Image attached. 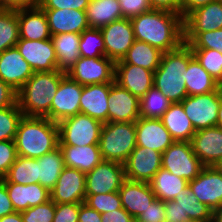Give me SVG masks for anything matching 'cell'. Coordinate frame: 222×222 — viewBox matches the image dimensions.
Returning a JSON list of instances; mask_svg holds the SVG:
<instances>
[{"label": "cell", "mask_w": 222, "mask_h": 222, "mask_svg": "<svg viewBox=\"0 0 222 222\" xmlns=\"http://www.w3.org/2000/svg\"><path fill=\"white\" fill-rule=\"evenodd\" d=\"M3 183H17L21 185L38 184V158L17 156L8 173L0 178Z\"/></svg>", "instance_id": "obj_37"}, {"label": "cell", "mask_w": 222, "mask_h": 222, "mask_svg": "<svg viewBox=\"0 0 222 222\" xmlns=\"http://www.w3.org/2000/svg\"><path fill=\"white\" fill-rule=\"evenodd\" d=\"M184 43L190 48L215 49L222 53V28L207 32H184Z\"/></svg>", "instance_id": "obj_42"}, {"label": "cell", "mask_w": 222, "mask_h": 222, "mask_svg": "<svg viewBox=\"0 0 222 222\" xmlns=\"http://www.w3.org/2000/svg\"><path fill=\"white\" fill-rule=\"evenodd\" d=\"M66 74L82 86L113 83L115 62L106 56L93 58L80 56Z\"/></svg>", "instance_id": "obj_9"}, {"label": "cell", "mask_w": 222, "mask_h": 222, "mask_svg": "<svg viewBox=\"0 0 222 222\" xmlns=\"http://www.w3.org/2000/svg\"><path fill=\"white\" fill-rule=\"evenodd\" d=\"M152 192L157 199L164 202L174 200L188 185L184 178L171 174L168 170L161 168L149 182Z\"/></svg>", "instance_id": "obj_35"}, {"label": "cell", "mask_w": 222, "mask_h": 222, "mask_svg": "<svg viewBox=\"0 0 222 222\" xmlns=\"http://www.w3.org/2000/svg\"><path fill=\"white\" fill-rule=\"evenodd\" d=\"M86 174L78 169L65 166L57 183L50 191L51 200L56 204L84 203L86 199Z\"/></svg>", "instance_id": "obj_14"}, {"label": "cell", "mask_w": 222, "mask_h": 222, "mask_svg": "<svg viewBox=\"0 0 222 222\" xmlns=\"http://www.w3.org/2000/svg\"><path fill=\"white\" fill-rule=\"evenodd\" d=\"M41 0H6V7L21 8V7H37Z\"/></svg>", "instance_id": "obj_58"}, {"label": "cell", "mask_w": 222, "mask_h": 222, "mask_svg": "<svg viewBox=\"0 0 222 222\" xmlns=\"http://www.w3.org/2000/svg\"><path fill=\"white\" fill-rule=\"evenodd\" d=\"M101 214L95 209L90 208L87 204L80 205L78 222H101Z\"/></svg>", "instance_id": "obj_56"}, {"label": "cell", "mask_w": 222, "mask_h": 222, "mask_svg": "<svg viewBox=\"0 0 222 222\" xmlns=\"http://www.w3.org/2000/svg\"><path fill=\"white\" fill-rule=\"evenodd\" d=\"M101 222H135V219L124 208L101 214Z\"/></svg>", "instance_id": "obj_52"}, {"label": "cell", "mask_w": 222, "mask_h": 222, "mask_svg": "<svg viewBox=\"0 0 222 222\" xmlns=\"http://www.w3.org/2000/svg\"><path fill=\"white\" fill-rule=\"evenodd\" d=\"M185 85L188 96L210 93L221 86L195 57L188 63Z\"/></svg>", "instance_id": "obj_33"}, {"label": "cell", "mask_w": 222, "mask_h": 222, "mask_svg": "<svg viewBox=\"0 0 222 222\" xmlns=\"http://www.w3.org/2000/svg\"><path fill=\"white\" fill-rule=\"evenodd\" d=\"M123 165L126 179L149 183L162 168V153L136 146Z\"/></svg>", "instance_id": "obj_13"}, {"label": "cell", "mask_w": 222, "mask_h": 222, "mask_svg": "<svg viewBox=\"0 0 222 222\" xmlns=\"http://www.w3.org/2000/svg\"><path fill=\"white\" fill-rule=\"evenodd\" d=\"M4 184L15 212H23L30 207L41 205L51 200L50 191L40 184Z\"/></svg>", "instance_id": "obj_27"}, {"label": "cell", "mask_w": 222, "mask_h": 222, "mask_svg": "<svg viewBox=\"0 0 222 222\" xmlns=\"http://www.w3.org/2000/svg\"><path fill=\"white\" fill-rule=\"evenodd\" d=\"M212 222H222V204L213 211Z\"/></svg>", "instance_id": "obj_60"}, {"label": "cell", "mask_w": 222, "mask_h": 222, "mask_svg": "<svg viewBox=\"0 0 222 222\" xmlns=\"http://www.w3.org/2000/svg\"><path fill=\"white\" fill-rule=\"evenodd\" d=\"M15 212L5 184L0 180V218Z\"/></svg>", "instance_id": "obj_54"}, {"label": "cell", "mask_w": 222, "mask_h": 222, "mask_svg": "<svg viewBox=\"0 0 222 222\" xmlns=\"http://www.w3.org/2000/svg\"><path fill=\"white\" fill-rule=\"evenodd\" d=\"M222 173V160L218 163V165L216 166Z\"/></svg>", "instance_id": "obj_62"}, {"label": "cell", "mask_w": 222, "mask_h": 222, "mask_svg": "<svg viewBox=\"0 0 222 222\" xmlns=\"http://www.w3.org/2000/svg\"><path fill=\"white\" fill-rule=\"evenodd\" d=\"M90 0H41L42 9H76L85 10Z\"/></svg>", "instance_id": "obj_50"}, {"label": "cell", "mask_w": 222, "mask_h": 222, "mask_svg": "<svg viewBox=\"0 0 222 222\" xmlns=\"http://www.w3.org/2000/svg\"><path fill=\"white\" fill-rule=\"evenodd\" d=\"M108 122H136L140 118V99L115 81L110 83Z\"/></svg>", "instance_id": "obj_17"}, {"label": "cell", "mask_w": 222, "mask_h": 222, "mask_svg": "<svg viewBox=\"0 0 222 222\" xmlns=\"http://www.w3.org/2000/svg\"><path fill=\"white\" fill-rule=\"evenodd\" d=\"M171 101L154 86L140 99V117L160 119Z\"/></svg>", "instance_id": "obj_39"}, {"label": "cell", "mask_w": 222, "mask_h": 222, "mask_svg": "<svg viewBox=\"0 0 222 222\" xmlns=\"http://www.w3.org/2000/svg\"><path fill=\"white\" fill-rule=\"evenodd\" d=\"M82 203L56 204L53 222H78Z\"/></svg>", "instance_id": "obj_49"}, {"label": "cell", "mask_w": 222, "mask_h": 222, "mask_svg": "<svg viewBox=\"0 0 222 222\" xmlns=\"http://www.w3.org/2000/svg\"><path fill=\"white\" fill-rule=\"evenodd\" d=\"M51 36L72 32L81 34L89 28L85 10L43 9Z\"/></svg>", "instance_id": "obj_23"}, {"label": "cell", "mask_w": 222, "mask_h": 222, "mask_svg": "<svg viewBox=\"0 0 222 222\" xmlns=\"http://www.w3.org/2000/svg\"><path fill=\"white\" fill-rule=\"evenodd\" d=\"M135 148V122L103 123L99 139V149L103 160L124 164Z\"/></svg>", "instance_id": "obj_5"}, {"label": "cell", "mask_w": 222, "mask_h": 222, "mask_svg": "<svg viewBox=\"0 0 222 222\" xmlns=\"http://www.w3.org/2000/svg\"><path fill=\"white\" fill-rule=\"evenodd\" d=\"M125 179L123 164L103 160L86 173V195L117 192Z\"/></svg>", "instance_id": "obj_10"}, {"label": "cell", "mask_w": 222, "mask_h": 222, "mask_svg": "<svg viewBox=\"0 0 222 222\" xmlns=\"http://www.w3.org/2000/svg\"><path fill=\"white\" fill-rule=\"evenodd\" d=\"M90 28H102L123 18L118 0H90L85 9Z\"/></svg>", "instance_id": "obj_30"}, {"label": "cell", "mask_w": 222, "mask_h": 222, "mask_svg": "<svg viewBox=\"0 0 222 222\" xmlns=\"http://www.w3.org/2000/svg\"><path fill=\"white\" fill-rule=\"evenodd\" d=\"M193 58V52L186 43L162 54L160 65L154 72L153 86L172 103L181 102L188 96L185 85L186 70Z\"/></svg>", "instance_id": "obj_4"}, {"label": "cell", "mask_w": 222, "mask_h": 222, "mask_svg": "<svg viewBox=\"0 0 222 222\" xmlns=\"http://www.w3.org/2000/svg\"><path fill=\"white\" fill-rule=\"evenodd\" d=\"M0 6L6 7V0H0Z\"/></svg>", "instance_id": "obj_63"}, {"label": "cell", "mask_w": 222, "mask_h": 222, "mask_svg": "<svg viewBox=\"0 0 222 222\" xmlns=\"http://www.w3.org/2000/svg\"><path fill=\"white\" fill-rule=\"evenodd\" d=\"M215 0H181L180 16L185 19L192 11Z\"/></svg>", "instance_id": "obj_55"}, {"label": "cell", "mask_w": 222, "mask_h": 222, "mask_svg": "<svg viewBox=\"0 0 222 222\" xmlns=\"http://www.w3.org/2000/svg\"><path fill=\"white\" fill-rule=\"evenodd\" d=\"M0 222H23L21 212H14L0 218Z\"/></svg>", "instance_id": "obj_59"}, {"label": "cell", "mask_w": 222, "mask_h": 222, "mask_svg": "<svg viewBox=\"0 0 222 222\" xmlns=\"http://www.w3.org/2000/svg\"><path fill=\"white\" fill-rule=\"evenodd\" d=\"M105 45V56L114 62L122 60L135 41L130 19L121 18L100 28Z\"/></svg>", "instance_id": "obj_11"}, {"label": "cell", "mask_w": 222, "mask_h": 222, "mask_svg": "<svg viewBox=\"0 0 222 222\" xmlns=\"http://www.w3.org/2000/svg\"><path fill=\"white\" fill-rule=\"evenodd\" d=\"M79 55L88 58L105 56V45L100 29L89 27L80 34Z\"/></svg>", "instance_id": "obj_40"}, {"label": "cell", "mask_w": 222, "mask_h": 222, "mask_svg": "<svg viewBox=\"0 0 222 222\" xmlns=\"http://www.w3.org/2000/svg\"><path fill=\"white\" fill-rule=\"evenodd\" d=\"M110 83L83 86L80 97V113L101 121L108 122V96Z\"/></svg>", "instance_id": "obj_24"}, {"label": "cell", "mask_w": 222, "mask_h": 222, "mask_svg": "<svg viewBox=\"0 0 222 222\" xmlns=\"http://www.w3.org/2000/svg\"><path fill=\"white\" fill-rule=\"evenodd\" d=\"M160 119L174 141L190 142L196 132L181 102L171 103Z\"/></svg>", "instance_id": "obj_28"}, {"label": "cell", "mask_w": 222, "mask_h": 222, "mask_svg": "<svg viewBox=\"0 0 222 222\" xmlns=\"http://www.w3.org/2000/svg\"><path fill=\"white\" fill-rule=\"evenodd\" d=\"M221 97L222 86L210 93L186 96L181 101L184 112L191 121L195 131L217 125V114L220 108Z\"/></svg>", "instance_id": "obj_7"}, {"label": "cell", "mask_w": 222, "mask_h": 222, "mask_svg": "<svg viewBox=\"0 0 222 222\" xmlns=\"http://www.w3.org/2000/svg\"><path fill=\"white\" fill-rule=\"evenodd\" d=\"M124 208L136 219L156 199L149 183L125 179L119 189Z\"/></svg>", "instance_id": "obj_22"}, {"label": "cell", "mask_w": 222, "mask_h": 222, "mask_svg": "<svg viewBox=\"0 0 222 222\" xmlns=\"http://www.w3.org/2000/svg\"><path fill=\"white\" fill-rule=\"evenodd\" d=\"M182 210V217L187 221L212 222L213 211L199 202L190 186L187 185L174 199Z\"/></svg>", "instance_id": "obj_36"}, {"label": "cell", "mask_w": 222, "mask_h": 222, "mask_svg": "<svg viewBox=\"0 0 222 222\" xmlns=\"http://www.w3.org/2000/svg\"><path fill=\"white\" fill-rule=\"evenodd\" d=\"M218 120H217V125L219 128L222 129V97H221V102H220V108L218 110Z\"/></svg>", "instance_id": "obj_61"}, {"label": "cell", "mask_w": 222, "mask_h": 222, "mask_svg": "<svg viewBox=\"0 0 222 222\" xmlns=\"http://www.w3.org/2000/svg\"><path fill=\"white\" fill-rule=\"evenodd\" d=\"M165 204V218L171 222H187L182 217V210L175 200L164 202Z\"/></svg>", "instance_id": "obj_53"}, {"label": "cell", "mask_w": 222, "mask_h": 222, "mask_svg": "<svg viewBox=\"0 0 222 222\" xmlns=\"http://www.w3.org/2000/svg\"><path fill=\"white\" fill-rule=\"evenodd\" d=\"M19 37L28 40L51 38L44 10L40 7L17 8Z\"/></svg>", "instance_id": "obj_25"}, {"label": "cell", "mask_w": 222, "mask_h": 222, "mask_svg": "<svg viewBox=\"0 0 222 222\" xmlns=\"http://www.w3.org/2000/svg\"><path fill=\"white\" fill-rule=\"evenodd\" d=\"M16 47L34 72L59 70L51 38L46 40L19 38Z\"/></svg>", "instance_id": "obj_15"}, {"label": "cell", "mask_w": 222, "mask_h": 222, "mask_svg": "<svg viewBox=\"0 0 222 222\" xmlns=\"http://www.w3.org/2000/svg\"><path fill=\"white\" fill-rule=\"evenodd\" d=\"M33 74L30 64L16 46L0 54V79L14 90L18 91Z\"/></svg>", "instance_id": "obj_20"}, {"label": "cell", "mask_w": 222, "mask_h": 222, "mask_svg": "<svg viewBox=\"0 0 222 222\" xmlns=\"http://www.w3.org/2000/svg\"><path fill=\"white\" fill-rule=\"evenodd\" d=\"M163 52L150 44L135 40L122 60L115 64H133L155 72L160 65Z\"/></svg>", "instance_id": "obj_31"}, {"label": "cell", "mask_w": 222, "mask_h": 222, "mask_svg": "<svg viewBox=\"0 0 222 222\" xmlns=\"http://www.w3.org/2000/svg\"><path fill=\"white\" fill-rule=\"evenodd\" d=\"M14 141L17 156L40 158L59 146L58 124L46 117L23 115Z\"/></svg>", "instance_id": "obj_2"}, {"label": "cell", "mask_w": 222, "mask_h": 222, "mask_svg": "<svg viewBox=\"0 0 222 222\" xmlns=\"http://www.w3.org/2000/svg\"><path fill=\"white\" fill-rule=\"evenodd\" d=\"M203 167L200 159L194 154L190 142L174 141L162 153V168L188 182L194 180Z\"/></svg>", "instance_id": "obj_8"}, {"label": "cell", "mask_w": 222, "mask_h": 222, "mask_svg": "<svg viewBox=\"0 0 222 222\" xmlns=\"http://www.w3.org/2000/svg\"><path fill=\"white\" fill-rule=\"evenodd\" d=\"M64 168L63 154L58 146L38 158V184L51 191Z\"/></svg>", "instance_id": "obj_34"}, {"label": "cell", "mask_w": 222, "mask_h": 222, "mask_svg": "<svg viewBox=\"0 0 222 222\" xmlns=\"http://www.w3.org/2000/svg\"><path fill=\"white\" fill-rule=\"evenodd\" d=\"M65 75L61 70L34 72L17 91V103L23 115L50 119L52 99Z\"/></svg>", "instance_id": "obj_3"}, {"label": "cell", "mask_w": 222, "mask_h": 222, "mask_svg": "<svg viewBox=\"0 0 222 222\" xmlns=\"http://www.w3.org/2000/svg\"><path fill=\"white\" fill-rule=\"evenodd\" d=\"M17 102V91L0 79V109L13 106Z\"/></svg>", "instance_id": "obj_51"}, {"label": "cell", "mask_w": 222, "mask_h": 222, "mask_svg": "<svg viewBox=\"0 0 222 222\" xmlns=\"http://www.w3.org/2000/svg\"><path fill=\"white\" fill-rule=\"evenodd\" d=\"M56 203L52 200L21 212L23 222H53Z\"/></svg>", "instance_id": "obj_45"}, {"label": "cell", "mask_w": 222, "mask_h": 222, "mask_svg": "<svg viewBox=\"0 0 222 222\" xmlns=\"http://www.w3.org/2000/svg\"><path fill=\"white\" fill-rule=\"evenodd\" d=\"M84 203L100 214L122 208L118 191L105 194L86 195Z\"/></svg>", "instance_id": "obj_44"}, {"label": "cell", "mask_w": 222, "mask_h": 222, "mask_svg": "<svg viewBox=\"0 0 222 222\" xmlns=\"http://www.w3.org/2000/svg\"><path fill=\"white\" fill-rule=\"evenodd\" d=\"M59 128V146L99 145L103 123L82 113L57 123Z\"/></svg>", "instance_id": "obj_6"}, {"label": "cell", "mask_w": 222, "mask_h": 222, "mask_svg": "<svg viewBox=\"0 0 222 222\" xmlns=\"http://www.w3.org/2000/svg\"><path fill=\"white\" fill-rule=\"evenodd\" d=\"M161 222H171V221H169V220H167V219L165 218V219H163Z\"/></svg>", "instance_id": "obj_64"}, {"label": "cell", "mask_w": 222, "mask_h": 222, "mask_svg": "<svg viewBox=\"0 0 222 222\" xmlns=\"http://www.w3.org/2000/svg\"><path fill=\"white\" fill-rule=\"evenodd\" d=\"M153 9L168 10L180 14L181 0H149Z\"/></svg>", "instance_id": "obj_57"}, {"label": "cell", "mask_w": 222, "mask_h": 222, "mask_svg": "<svg viewBox=\"0 0 222 222\" xmlns=\"http://www.w3.org/2000/svg\"><path fill=\"white\" fill-rule=\"evenodd\" d=\"M17 8L0 6V54L19 41Z\"/></svg>", "instance_id": "obj_38"}, {"label": "cell", "mask_w": 222, "mask_h": 222, "mask_svg": "<svg viewBox=\"0 0 222 222\" xmlns=\"http://www.w3.org/2000/svg\"><path fill=\"white\" fill-rule=\"evenodd\" d=\"M136 146L163 153L174 142L161 119L140 117L135 122Z\"/></svg>", "instance_id": "obj_19"}, {"label": "cell", "mask_w": 222, "mask_h": 222, "mask_svg": "<svg viewBox=\"0 0 222 222\" xmlns=\"http://www.w3.org/2000/svg\"><path fill=\"white\" fill-rule=\"evenodd\" d=\"M135 40L169 52L184 43V19L175 12L152 9L130 19Z\"/></svg>", "instance_id": "obj_1"}, {"label": "cell", "mask_w": 222, "mask_h": 222, "mask_svg": "<svg viewBox=\"0 0 222 222\" xmlns=\"http://www.w3.org/2000/svg\"><path fill=\"white\" fill-rule=\"evenodd\" d=\"M123 18L131 19L142 13L151 11L153 8L149 0H118Z\"/></svg>", "instance_id": "obj_47"}, {"label": "cell", "mask_w": 222, "mask_h": 222, "mask_svg": "<svg viewBox=\"0 0 222 222\" xmlns=\"http://www.w3.org/2000/svg\"><path fill=\"white\" fill-rule=\"evenodd\" d=\"M83 86L67 74L61 79L50 107V120L56 123L80 113Z\"/></svg>", "instance_id": "obj_12"}, {"label": "cell", "mask_w": 222, "mask_h": 222, "mask_svg": "<svg viewBox=\"0 0 222 222\" xmlns=\"http://www.w3.org/2000/svg\"><path fill=\"white\" fill-rule=\"evenodd\" d=\"M190 143L204 166H217L222 160V129L218 126L196 131Z\"/></svg>", "instance_id": "obj_18"}, {"label": "cell", "mask_w": 222, "mask_h": 222, "mask_svg": "<svg viewBox=\"0 0 222 222\" xmlns=\"http://www.w3.org/2000/svg\"><path fill=\"white\" fill-rule=\"evenodd\" d=\"M51 39L58 61V68L66 72L80 57V34L72 32L60 33L51 36Z\"/></svg>", "instance_id": "obj_32"}, {"label": "cell", "mask_w": 222, "mask_h": 222, "mask_svg": "<svg viewBox=\"0 0 222 222\" xmlns=\"http://www.w3.org/2000/svg\"><path fill=\"white\" fill-rule=\"evenodd\" d=\"M59 147L63 154L65 166L78 169L85 174L103 161L99 145Z\"/></svg>", "instance_id": "obj_29"}, {"label": "cell", "mask_w": 222, "mask_h": 222, "mask_svg": "<svg viewBox=\"0 0 222 222\" xmlns=\"http://www.w3.org/2000/svg\"><path fill=\"white\" fill-rule=\"evenodd\" d=\"M222 28V0L192 11L184 19V32H207Z\"/></svg>", "instance_id": "obj_26"}, {"label": "cell", "mask_w": 222, "mask_h": 222, "mask_svg": "<svg viewBox=\"0 0 222 222\" xmlns=\"http://www.w3.org/2000/svg\"><path fill=\"white\" fill-rule=\"evenodd\" d=\"M23 117L16 102L13 106L0 109V141H14L19 121Z\"/></svg>", "instance_id": "obj_43"}, {"label": "cell", "mask_w": 222, "mask_h": 222, "mask_svg": "<svg viewBox=\"0 0 222 222\" xmlns=\"http://www.w3.org/2000/svg\"><path fill=\"white\" fill-rule=\"evenodd\" d=\"M154 72L133 64H115V82L141 99L153 87Z\"/></svg>", "instance_id": "obj_21"}, {"label": "cell", "mask_w": 222, "mask_h": 222, "mask_svg": "<svg viewBox=\"0 0 222 222\" xmlns=\"http://www.w3.org/2000/svg\"><path fill=\"white\" fill-rule=\"evenodd\" d=\"M201 66L222 86V53L215 49L191 48Z\"/></svg>", "instance_id": "obj_41"}, {"label": "cell", "mask_w": 222, "mask_h": 222, "mask_svg": "<svg viewBox=\"0 0 222 222\" xmlns=\"http://www.w3.org/2000/svg\"><path fill=\"white\" fill-rule=\"evenodd\" d=\"M165 219V204L160 199H155L146 209L140 214L135 222H161Z\"/></svg>", "instance_id": "obj_48"}, {"label": "cell", "mask_w": 222, "mask_h": 222, "mask_svg": "<svg viewBox=\"0 0 222 222\" xmlns=\"http://www.w3.org/2000/svg\"><path fill=\"white\" fill-rule=\"evenodd\" d=\"M16 158L15 141H0V178L8 173Z\"/></svg>", "instance_id": "obj_46"}, {"label": "cell", "mask_w": 222, "mask_h": 222, "mask_svg": "<svg viewBox=\"0 0 222 222\" xmlns=\"http://www.w3.org/2000/svg\"><path fill=\"white\" fill-rule=\"evenodd\" d=\"M188 185L198 201L205 203L212 211L222 204V173L216 166H204Z\"/></svg>", "instance_id": "obj_16"}]
</instances>
